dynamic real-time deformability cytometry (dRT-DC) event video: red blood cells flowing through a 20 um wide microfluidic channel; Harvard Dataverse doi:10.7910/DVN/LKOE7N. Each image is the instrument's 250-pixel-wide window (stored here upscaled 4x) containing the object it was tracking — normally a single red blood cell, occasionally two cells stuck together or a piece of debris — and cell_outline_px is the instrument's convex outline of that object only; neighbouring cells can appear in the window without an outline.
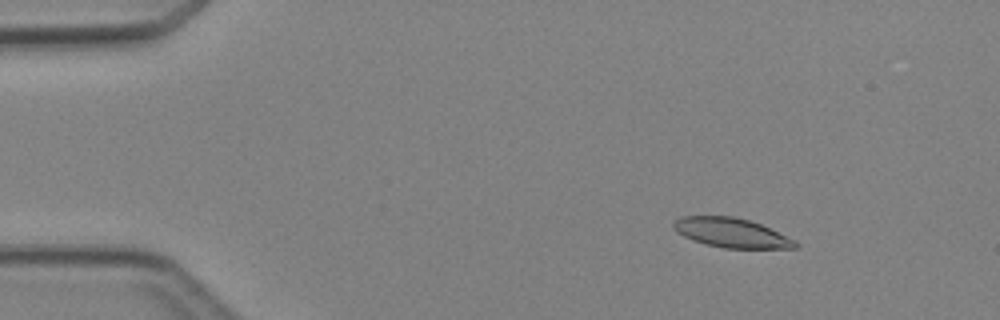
{"species": "Egyptian fruit bat (a non-hibernating species)", "species_latin": "Rousettus aegyptiacus", "temperature_condition": "cold", "stored_images_in_passage": 4, "camera_frame_rate_fps": 3000, "um_per_image_px": 0.085, "animal": {"sex": "female"}, "frame": {"image": 1, "passage_image": 2, "time_ms": 1.0, "image_size_px": [1000, 320], "cell_outline_px": [[800, 244], [796, 248], [724, 248], [692, 240], [676, 232], [672, 228], [672, 224], [680, 216], [732, 216], [748, 220], [760, 224], [796, 240]], "centroid_in_image_um": [62.16, 19.78], "position_along_channel_um": 22.8, "area_um2": 20.81}}
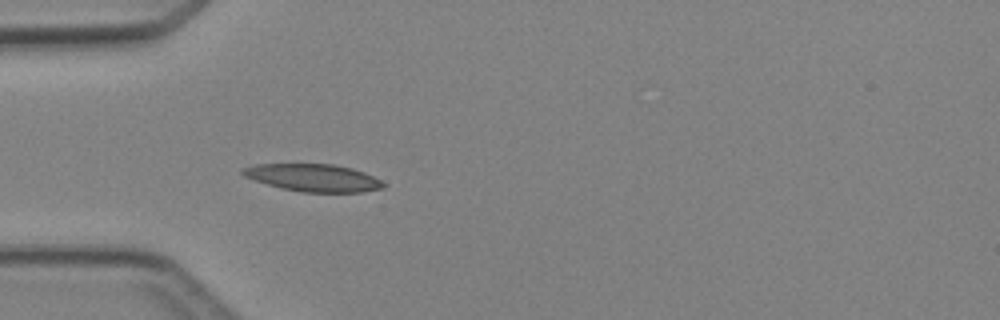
{"frame": {"image": 2, "passage_image": 4, "time_ms": 3.667, "image_size_px": [1000, 320], "cell_outline_px": [[388, 184], [384, 188], [360, 192], [300, 192], [280, 188], [244, 176], [240, 172], [240, 168], [256, 164], [332, 164], [352, 168], [364, 172]], "centroid_in_image_um": [26.63, 15.11], "position_along_channel_um": 58.4, "area_um2": 22.54}}